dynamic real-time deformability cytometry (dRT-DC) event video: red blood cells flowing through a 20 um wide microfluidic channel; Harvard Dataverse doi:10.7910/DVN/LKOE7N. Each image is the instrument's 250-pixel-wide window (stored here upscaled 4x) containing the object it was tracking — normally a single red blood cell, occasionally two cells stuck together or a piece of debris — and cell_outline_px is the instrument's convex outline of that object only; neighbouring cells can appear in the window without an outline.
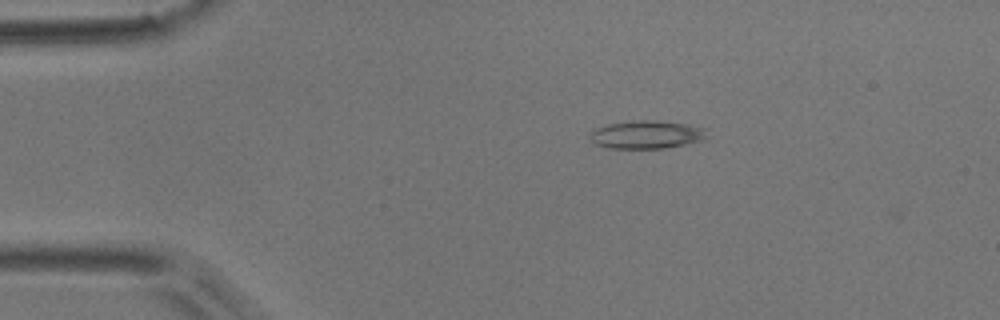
{"species": "common noctule bat (a hibernating species)", "species_latin": "Nyctalus noctula", "temperature_condition": "room temperature", "stored_images_in_passage": 45, "camera_frame_rate_fps": 3000, "um_per_image_px": 0.085, "animal": {"sex": "male", "body_mass_g": 17.9}, "frame": {"image": 1, "passage_image": 1, "time_ms": 0.0, "image_size_px": [1000, 320], "cell_outline_px": [[708, 136], [704, 140], [664, 148], [608, 148], [596, 144], [588, 136], [596, 128], [608, 124], [636, 120], [656, 120], [688, 124], [704, 128]], "centroid_in_image_um": [54.98, 11.43], "position_along_channel_um": 30.0, "area_um2": 19.07}}
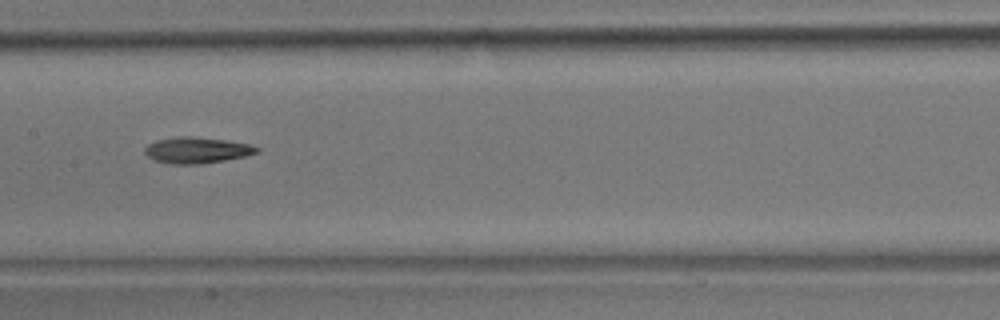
{"frame": {"image": 2, "passage_image": 18, "time_ms": 5.667, "image_size_px": [1000, 320], "cell_outline_px": [[260, 152], [244, 156], [224, 160], [200, 164], [168, 164], [152, 160], [144, 152], [144, 148], [148, 144], [156, 140], [176, 136], [192, 136], [224, 140], [252, 144], [260, 148]], "centroid_in_image_um": [16.71, 12.76], "position_along_channel_um": 190.7, "area_um2": 17.22}}
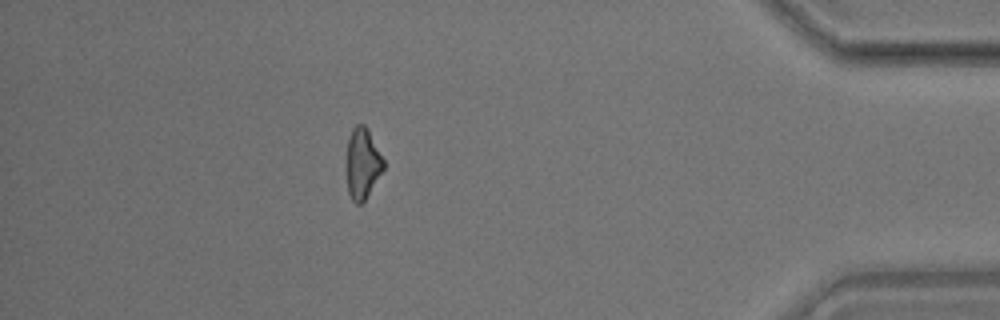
{"frame": {"image": 3, "passage_image": 39, "time_ms": 12.667, "image_size_px": [1000, 320], "cell_outline_px": [[384, 168], [364, 204], [356, 204], [352, 200], [348, 192], [344, 164], [344, 160], [348, 136], [352, 128], [356, 124], [364, 124], [368, 128], [384, 160]], "centroid_in_image_um": [30.77, 13.9], "position_along_channel_um": 404.4, "area_um2": 16.13}, "authors_computed_cell_mechanics": {"area_um2": 16.473, "velocity_mm_per_s": 3.7022, "shape_relaxation_time_tau1_ms": null, "shape_relaxation_time_tau2_ms": 11.1043, "deformation_change_tau1": null, "deformation_change_tau2": 0.2299}}